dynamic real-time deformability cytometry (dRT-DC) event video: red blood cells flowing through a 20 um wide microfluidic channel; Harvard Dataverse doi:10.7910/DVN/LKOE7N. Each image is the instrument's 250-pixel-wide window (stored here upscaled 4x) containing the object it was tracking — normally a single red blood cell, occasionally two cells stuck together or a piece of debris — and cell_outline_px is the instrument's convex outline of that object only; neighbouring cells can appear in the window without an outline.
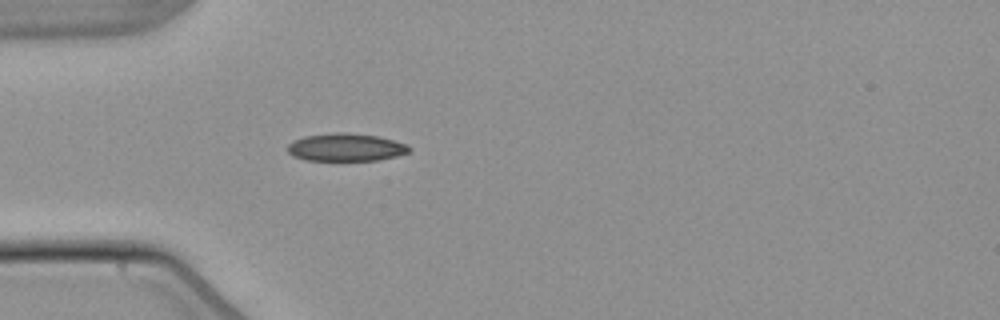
{"species": "common noctule bat (a hibernating species)", "species_latin": "Nyctalus noctula", "temperature_condition": "warm", "stored_images_in_passage": 38, "camera_frame_rate_fps": 3000, "um_per_image_px": 0.085, "animal": {"sex": "male", "body_mass_g": 21.5, "forearm_length_mm": 52.0}, "frame": {"image": 1, "passage_image": 1, "time_ms": 0.0, "image_size_px": [1000, 320], "cell_outline_px": [[412, 148], [408, 152], [396, 156], [376, 160], [304, 160], [292, 156], [288, 152], [288, 144], [292, 140], [304, 136], [336, 132], [344, 132], [376, 136], [408, 144]], "centroid_in_image_um": [29.36, 12.52], "position_along_channel_um": 55.6, "area_um2": 19.65}}
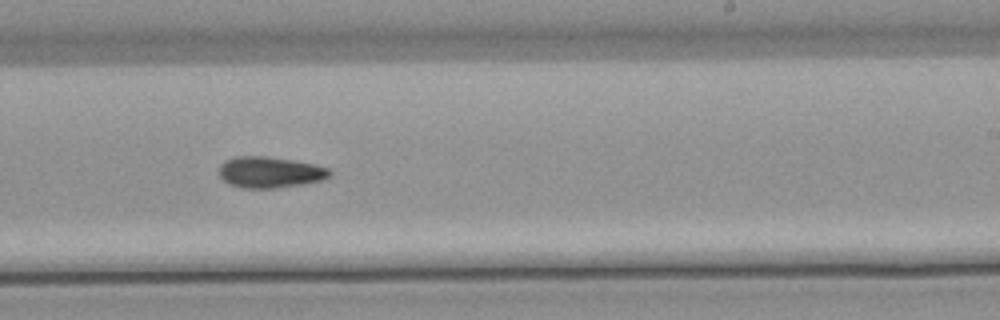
{"frame": {"image": 2, "passage_image": 18, "time_ms": 5.667, "image_size_px": [1000, 320], "cell_outline_px": [[332, 172], [328, 176], [320, 180], [304, 184], [276, 188], [244, 188], [228, 184], [220, 176], [220, 164], [224, 160], [236, 156], [264, 156], [292, 160], [312, 164], [328, 168]], "centroid_in_image_um": [22.9, 14.64], "position_along_channel_um": 266.1, "area_um2": 19.94}}
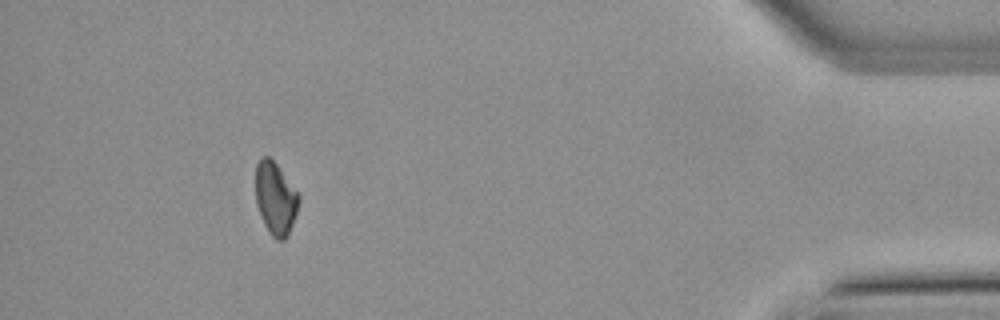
{"frame": {"image": 3, "passage_image": 34, "time_ms": 11.0, "image_size_px": [1000, 320], "cell_outline_px": [[300, 200], [288, 236], [284, 240], [276, 240], [272, 236], [264, 224], [256, 204], [256, 164], [260, 156], [268, 156], [276, 164], [300, 196]], "centroid_in_image_um": [23.4, 16.87], "position_along_channel_um": 411.8, "area_um2": 18.09}}